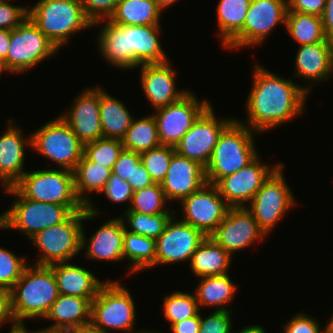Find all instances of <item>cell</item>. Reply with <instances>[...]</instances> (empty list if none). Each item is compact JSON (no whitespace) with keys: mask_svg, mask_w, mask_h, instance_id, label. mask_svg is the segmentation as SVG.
I'll list each match as a JSON object with an SVG mask.
<instances>
[{"mask_svg":"<svg viewBox=\"0 0 333 333\" xmlns=\"http://www.w3.org/2000/svg\"><path fill=\"white\" fill-rule=\"evenodd\" d=\"M252 71L253 83L245 107L247 122L237 119L240 123L258 134L293 121L304 112L310 93L303 85L276 75L261 64L256 63Z\"/></svg>","mask_w":333,"mask_h":333,"instance_id":"cell-1","label":"cell"},{"mask_svg":"<svg viewBox=\"0 0 333 333\" xmlns=\"http://www.w3.org/2000/svg\"><path fill=\"white\" fill-rule=\"evenodd\" d=\"M100 24L96 37L99 54L115 68L131 71L141 64L170 60L159 41L160 25L122 26L105 19L93 26Z\"/></svg>","mask_w":333,"mask_h":333,"instance_id":"cell-2","label":"cell"},{"mask_svg":"<svg viewBox=\"0 0 333 333\" xmlns=\"http://www.w3.org/2000/svg\"><path fill=\"white\" fill-rule=\"evenodd\" d=\"M53 269L48 265L28 264L10 290L11 312L15 324L25 327L27 319H43L59 296Z\"/></svg>","mask_w":333,"mask_h":333,"instance_id":"cell-3","label":"cell"},{"mask_svg":"<svg viewBox=\"0 0 333 333\" xmlns=\"http://www.w3.org/2000/svg\"><path fill=\"white\" fill-rule=\"evenodd\" d=\"M94 205L92 200L84 210L74 212L66 221L43 229L30 238L34 247L40 251V258L33 264L49 266L71 261L81 254L83 221L91 220L101 213Z\"/></svg>","mask_w":333,"mask_h":333,"instance_id":"cell-4","label":"cell"},{"mask_svg":"<svg viewBox=\"0 0 333 333\" xmlns=\"http://www.w3.org/2000/svg\"><path fill=\"white\" fill-rule=\"evenodd\" d=\"M254 132L236 118L220 134L211 159L205 167L206 183L232 175L252 162L258 155Z\"/></svg>","mask_w":333,"mask_h":333,"instance_id":"cell-5","label":"cell"},{"mask_svg":"<svg viewBox=\"0 0 333 333\" xmlns=\"http://www.w3.org/2000/svg\"><path fill=\"white\" fill-rule=\"evenodd\" d=\"M13 195L12 205L0 215V230L16 229L32 238L43 229L66 221L74 212L85 206H62L54 203L37 202L23 197L13 186L4 190Z\"/></svg>","mask_w":333,"mask_h":333,"instance_id":"cell-6","label":"cell"},{"mask_svg":"<svg viewBox=\"0 0 333 333\" xmlns=\"http://www.w3.org/2000/svg\"><path fill=\"white\" fill-rule=\"evenodd\" d=\"M28 16L58 50L73 34L93 27L81 0H39L28 8Z\"/></svg>","mask_w":333,"mask_h":333,"instance_id":"cell-7","label":"cell"},{"mask_svg":"<svg viewBox=\"0 0 333 333\" xmlns=\"http://www.w3.org/2000/svg\"><path fill=\"white\" fill-rule=\"evenodd\" d=\"M134 303L130 290L108 279L91 301L90 321L105 333H137L133 331L137 312Z\"/></svg>","mask_w":333,"mask_h":333,"instance_id":"cell-8","label":"cell"},{"mask_svg":"<svg viewBox=\"0 0 333 333\" xmlns=\"http://www.w3.org/2000/svg\"><path fill=\"white\" fill-rule=\"evenodd\" d=\"M13 187L23 197L37 202L84 206L75 192L74 173L68 169L27 171Z\"/></svg>","mask_w":333,"mask_h":333,"instance_id":"cell-9","label":"cell"},{"mask_svg":"<svg viewBox=\"0 0 333 333\" xmlns=\"http://www.w3.org/2000/svg\"><path fill=\"white\" fill-rule=\"evenodd\" d=\"M31 134V148L39 156L56 163L58 168L74 171L83 157L84 144L69 125L57 116Z\"/></svg>","mask_w":333,"mask_h":333,"instance_id":"cell-10","label":"cell"},{"mask_svg":"<svg viewBox=\"0 0 333 333\" xmlns=\"http://www.w3.org/2000/svg\"><path fill=\"white\" fill-rule=\"evenodd\" d=\"M57 47L28 18L17 28L10 30V43L4 70L21 74L58 53Z\"/></svg>","mask_w":333,"mask_h":333,"instance_id":"cell-11","label":"cell"},{"mask_svg":"<svg viewBox=\"0 0 333 333\" xmlns=\"http://www.w3.org/2000/svg\"><path fill=\"white\" fill-rule=\"evenodd\" d=\"M283 167L284 163L263 183L250 206H247L266 235H269L281 218L285 217L289 209L297 205V200L283 176Z\"/></svg>","mask_w":333,"mask_h":333,"instance_id":"cell-12","label":"cell"},{"mask_svg":"<svg viewBox=\"0 0 333 333\" xmlns=\"http://www.w3.org/2000/svg\"><path fill=\"white\" fill-rule=\"evenodd\" d=\"M287 0H251L243 30L226 49L260 46L278 24L286 23Z\"/></svg>","mask_w":333,"mask_h":333,"instance_id":"cell-13","label":"cell"},{"mask_svg":"<svg viewBox=\"0 0 333 333\" xmlns=\"http://www.w3.org/2000/svg\"><path fill=\"white\" fill-rule=\"evenodd\" d=\"M211 104L206 99L199 101L191 90L180 100L151 112L157 122L160 144L175 147Z\"/></svg>","mask_w":333,"mask_h":333,"instance_id":"cell-14","label":"cell"},{"mask_svg":"<svg viewBox=\"0 0 333 333\" xmlns=\"http://www.w3.org/2000/svg\"><path fill=\"white\" fill-rule=\"evenodd\" d=\"M216 117L213 106L210 105L175 146L176 153L198 162L205 168L220 134L235 119Z\"/></svg>","mask_w":333,"mask_h":333,"instance_id":"cell-15","label":"cell"},{"mask_svg":"<svg viewBox=\"0 0 333 333\" xmlns=\"http://www.w3.org/2000/svg\"><path fill=\"white\" fill-rule=\"evenodd\" d=\"M182 221L210 236L225 219L230 206L220 196L214 184L206 183L180 203Z\"/></svg>","mask_w":333,"mask_h":333,"instance_id":"cell-16","label":"cell"},{"mask_svg":"<svg viewBox=\"0 0 333 333\" xmlns=\"http://www.w3.org/2000/svg\"><path fill=\"white\" fill-rule=\"evenodd\" d=\"M281 164L266 165L258 155L247 166L219 179L214 185L230 207H247L263 183Z\"/></svg>","mask_w":333,"mask_h":333,"instance_id":"cell-17","label":"cell"},{"mask_svg":"<svg viewBox=\"0 0 333 333\" xmlns=\"http://www.w3.org/2000/svg\"><path fill=\"white\" fill-rule=\"evenodd\" d=\"M206 236L174 214L164 232L156 239V266L190 262Z\"/></svg>","mask_w":333,"mask_h":333,"instance_id":"cell-18","label":"cell"},{"mask_svg":"<svg viewBox=\"0 0 333 333\" xmlns=\"http://www.w3.org/2000/svg\"><path fill=\"white\" fill-rule=\"evenodd\" d=\"M267 235L247 207H230L225 219L209 236L232 256Z\"/></svg>","mask_w":333,"mask_h":333,"instance_id":"cell-19","label":"cell"},{"mask_svg":"<svg viewBox=\"0 0 333 333\" xmlns=\"http://www.w3.org/2000/svg\"><path fill=\"white\" fill-rule=\"evenodd\" d=\"M71 104L68 111L60 115L69 125L76 137L83 143L103 138L100 108L99 86L85 88Z\"/></svg>","mask_w":333,"mask_h":333,"instance_id":"cell-20","label":"cell"},{"mask_svg":"<svg viewBox=\"0 0 333 333\" xmlns=\"http://www.w3.org/2000/svg\"><path fill=\"white\" fill-rule=\"evenodd\" d=\"M140 85L154 110L180 100L190 90L176 88V72L170 61L164 63L141 64ZM178 89V90H177Z\"/></svg>","mask_w":333,"mask_h":333,"instance_id":"cell-21","label":"cell"},{"mask_svg":"<svg viewBox=\"0 0 333 333\" xmlns=\"http://www.w3.org/2000/svg\"><path fill=\"white\" fill-rule=\"evenodd\" d=\"M14 121H7L8 128L0 136V186L4 189L13 186L26 172L23 168L25 152L31 147V133L24 138L25 131L16 127Z\"/></svg>","mask_w":333,"mask_h":333,"instance_id":"cell-22","label":"cell"},{"mask_svg":"<svg viewBox=\"0 0 333 333\" xmlns=\"http://www.w3.org/2000/svg\"><path fill=\"white\" fill-rule=\"evenodd\" d=\"M206 184L205 168L198 162L175 153L161 182L168 203L181 202Z\"/></svg>","mask_w":333,"mask_h":333,"instance_id":"cell-23","label":"cell"},{"mask_svg":"<svg viewBox=\"0 0 333 333\" xmlns=\"http://www.w3.org/2000/svg\"><path fill=\"white\" fill-rule=\"evenodd\" d=\"M84 230L82 228L81 249H85L87 259L122 262L125 227L119 216L108 219L89 239Z\"/></svg>","mask_w":333,"mask_h":333,"instance_id":"cell-24","label":"cell"},{"mask_svg":"<svg viewBox=\"0 0 333 333\" xmlns=\"http://www.w3.org/2000/svg\"><path fill=\"white\" fill-rule=\"evenodd\" d=\"M294 64V78L305 79L310 85L304 86L309 93L311 84L328 80L332 75L333 43L326 40L315 44L298 46Z\"/></svg>","mask_w":333,"mask_h":333,"instance_id":"cell-25","label":"cell"},{"mask_svg":"<svg viewBox=\"0 0 333 333\" xmlns=\"http://www.w3.org/2000/svg\"><path fill=\"white\" fill-rule=\"evenodd\" d=\"M93 299L59 294L44 317L46 320L53 321V324L40 330L70 332L73 328L90 322Z\"/></svg>","mask_w":333,"mask_h":333,"instance_id":"cell-26","label":"cell"},{"mask_svg":"<svg viewBox=\"0 0 333 333\" xmlns=\"http://www.w3.org/2000/svg\"><path fill=\"white\" fill-rule=\"evenodd\" d=\"M53 269L60 294L80 298H95L106 282L98 279L90 270L68 262L49 265Z\"/></svg>","mask_w":333,"mask_h":333,"instance_id":"cell-27","label":"cell"},{"mask_svg":"<svg viewBox=\"0 0 333 333\" xmlns=\"http://www.w3.org/2000/svg\"><path fill=\"white\" fill-rule=\"evenodd\" d=\"M232 255L211 237H206L193 253L190 260L192 273L199 278L229 273Z\"/></svg>","mask_w":333,"mask_h":333,"instance_id":"cell-28","label":"cell"},{"mask_svg":"<svg viewBox=\"0 0 333 333\" xmlns=\"http://www.w3.org/2000/svg\"><path fill=\"white\" fill-rule=\"evenodd\" d=\"M99 108L103 138L122 140L134 116L123 101L109 95L102 86H99Z\"/></svg>","mask_w":333,"mask_h":333,"instance_id":"cell-29","label":"cell"},{"mask_svg":"<svg viewBox=\"0 0 333 333\" xmlns=\"http://www.w3.org/2000/svg\"><path fill=\"white\" fill-rule=\"evenodd\" d=\"M237 287L228 273L199 278V283L194 293L200 310L204 307H215L216 311H233L228 309L227 305L234 300Z\"/></svg>","mask_w":333,"mask_h":333,"instance_id":"cell-30","label":"cell"},{"mask_svg":"<svg viewBox=\"0 0 333 333\" xmlns=\"http://www.w3.org/2000/svg\"><path fill=\"white\" fill-rule=\"evenodd\" d=\"M73 173L76 195L82 204L87 207L92 200L89 194L92 192L100 194L111 176L112 169L89 161L83 155Z\"/></svg>","mask_w":333,"mask_h":333,"instance_id":"cell-31","label":"cell"},{"mask_svg":"<svg viewBox=\"0 0 333 333\" xmlns=\"http://www.w3.org/2000/svg\"><path fill=\"white\" fill-rule=\"evenodd\" d=\"M161 13L153 0H119L109 20L122 26L160 25Z\"/></svg>","mask_w":333,"mask_h":333,"instance_id":"cell-32","label":"cell"},{"mask_svg":"<svg viewBox=\"0 0 333 333\" xmlns=\"http://www.w3.org/2000/svg\"><path fill=\"white\" fill-rule=\"evenodd\" d=\"M251 0H220L217 5L218 36L226 47L242 30Z\"/></svg>","mask_w":333,"mask_h":333,"instance_id":"cell-33","label":"cell"},{"mask_svg":"<svg viewBox=\"0 0 333 333\" xmlns=\"http://www.w3.org/2000/svg\"><path fill=\"white\" fill-rule=\"evenodd\" d=\"M129 260V275L156 266V240L125 229L123 260Z\"/></svg>","mask_w":333,"mask_h":333,"instance_id":"cell-34","label":"cell"},{"mask_svg":"<svg viewBox=\"0 0 333 333\" xmlns=\"http://www.w3.org/2000/svg\"><path fill=\"white\" fill-rule=\"evenodd\" d=\"M124 149L143 153L159 147L160 139L158 135L157 122L153 114L142 118H133L130 127L122 139Z\"/></svg>","mask_w":333,"mask_h":333,"instance_id":"cell-35","label":"cell"},{"mask_svg":"<svg viewBox=\"0 0 333 333\" xmlns=\"http://www.w3.org/2000/svg\"><path fill=\"white\" fill-rule=\"evenodd\" d=\"M285 28L290 37L301 45L326 41L323 22L320 16L287 12Z\"/></svg>","mask_w":333,"mask_h":333,"instance_id":"cell-36","label":"cell"},{"mask_svg":"<svg viewBox=\"0 0 333 333\" xmlns=\"http://www.w3.org/2000/svg\"><path fill=\"white\" fill-rule=\"evenodd\" d=\"M123 214L119 217L127 231L156 240L164 232L168 221L175 213L146 215L139 212L124 211Z\"/></svg>","mask_w":333,"mask_h":333,"instance_id":"cell-37","label":"cell"},{"mask_svg":"<svg viewBox=\"0 0 333 333\" xmlns=\"http://www.w3.org/2000/svg\"><path fill=\"white\" fill-rule=\"evenodd\" d=\"M164 318L170 323V327L184 319L197 316L200 307L195 294L174 290L164 297L162 303Z\"/></svg>","mask_w":333,"mask_h":333,"instance_id":"cell-38","label":"cell"},{"mask_svg":"<svg viewBox=\"0 0 333 333\" xmlns=\"http://www.w3.org/2000/svg\"><path fill=\"white\" fill-rule=\"evenodd\" d=\"M168 200L165 197L161 183H154L151 186L133 192L130 207L125 211L139 212L146 215L162 213H173L171 208H166Z\"/></svg>","mask_w":333,"mask_h":333,"instance_id":"cell-39","label":"cell"},{"mask_svg":"<svg viewBox=\"0 0 333 333\" xmlns=\"http://www.w3.org/2000/svg\"><path fill=\"white\" fill-rule=\"evenodd\" d=\"M123 149L122 140L100 138L96 141L84 144L83 155L89 161L113 169Z\"/></svg>","mask_w":333,"mask_h":333,"instance_id":"cell-40","label":"cell"},{"mask_svg":"<svg viewBox=\"0 0 333 333\" xmlns=\"http://www.w3.org/2000/svg\"><path fill=\"white\" fill-rule=\"evenodd\" d=\"M175 147L160 145L140 154L141 163L146 168L154 183H161L167 174Z\"/></svg>","mask_w":333,"mask_h":333,"instance_id":"cell-41","label":"cell"},{"mask_svg":"<svg viewBox=\"0 0 333 333\" xmlns=\"http://www.w3.org/2000/svg\"><path fill=\"white\" fill-rule=\"evenodd\" d=\"M27 265L25 257L20 258L12 251L0 247V287L11 290Z\"/></svg>","mask_w":333,"mask_h":333,"instance_id":"cell-42","label":"cell"},{"mask_svg":"<svg viewBox=\"0 0 333 333\" xmlns=\"http://www.w3.org/2000/svg\"><path fill=\"white\" fill-rule=\"evenodd\" d=\"M233 311H216L209 314L207 317H202L200 314V331L199 333H231Z\"/></svg>","mask_w":333,"mask_h":333,"instance_id":"cell-43","label":"cell"},{"mask_svg":"<svg viewBox=\"0 0 333 333\" xmlns=\"http://www.w3.org/2000/svg\"><path fill=\"white\" fill-rule=\"evenodd\" d=\"M9 1V0H8ZM0 0V29H15L28 18V8Z\"/></svg>","mask_w":333,"mask_h":333,"instance_id":"cell-44","label":"cell"},{"mask_svg":"<svg viewBox=\"0 0 333 333\" xmlns=\"http://www.w3.org/2000/svg\"><path fill=\"white\" fill-rule=\"evenodd\" d=\"M100 193L105 194L106 198L114 203L120 204L128 201L129 206L133 197L130 184L113 173Z\"/></svg>","mask_w":333,"mask_h":333,"instance_id":"cell-45","label":"cell"},{"mask_svg":"<svg viewBox=\"0 0 333 333\" xmlns=\"http://www.w3.org/2000/svg\"><path fill=\"white\" fill-rule=\"evenodd\" d=\"M309 316L307 313L300 312L292 316L290 320L283 324L282 333H327V326L321 328L319 321ZM324 329V330H323Z\"/></svg>","mask_w":333,"mask_h":333,"instance_id":"cell-46","label":"cell"},{"mask_svg":"<svg viewBox=\"0 0 333 333\" xmlns=\"http://www.w3.org/2000/svg\"><path fill=\"white\" fill-rule=\"evenodd\" d=\"M119 0H81L87 18L95 24L98 21L109 19Z\"/></svg>","mask_w":333,"mask_h":333,"instance_id":"cell-47","label":"cell"},{"mask_svg":"<svg viewBox=\"0 0 333 333\" xmlns=\"http://www.w3.org/2000/svg\"><path fill=\"white\" fill-rule=\"evenodd\" d=\"M140 163L141 157L139 153L123 149L114 164L112 173L126 180L132 188V175L134 174L135 167Z\"/></svg>","mask_w":333,"mask_h":333,"instance_id":"cell-48","label":"cell"},{"mask_svg":"<svg viewBox=\"0 0 333 333\" xmlns=\"http://www.w3.org/2000/svg\"><path fill=\"white\" fill-rule=\"evenodd\" d=\"M326 0H287V12L322 16Z\"/></svg>","mask_w":333,"mask_h":333,"instance_id":"cell-49","label":"cell"},{"mask_svg":"<svg viewBox=\"0 0 333 333\" xmlns=\"http://www.w3.org/2000/svg\"><path fill=\"white\" fill-rule=\"evenodd\" d=\"M8 321H11L10 333L19 329L11 312L10 290L0 287V326Z\"/></svg>","mask_w":333,"mask_h":333,"instance_id":"cell-50","label":"cell"},{"mask_svg":"<svg viewBox=\"0 0 333 333\" xmlns=\"http://www.w3.org/2000/svg\"><path fill=\"white\" fill-rule=\"evenodd\" d=\"M152 184H154V181L151 179L144 165L140 163L135 167L134 174L132 175L133 192L151 186Z\"/></svg>","mask_w":333,"mask_h":333,"instance_id":"cell-51","label":"cell"},{"mask_svg":"<svg viewBox=\"0 0 333 333\" xmlns=\"http://www.w3.org/2000/svg\"><path fill=\"white\" fill-rule=\"evenodd\" d=\"M171 333H199L200 331V313L195 317L184 319L174 323L170 327Z\"/></svg>","mask_w":333,"mask_h":333,"instance_id":"cell-52","label":"cell"},{"mask_svg":"<svg viewBox=\"0 0 333 333\" xmlns=\"http://www.w3.org/2000/svg\"><path fill=\"white\" fill-rule=\"evenodd\" d=\"M325 37L333 43V0H326L324 12L321 16Z\"/></svg>","mask_w":333,"mask_h":333,"instance_id":"cell-53","label":"cell"},{"mask_svg":"<svg viewBox=\"0 0 333 333\" xmlns=\"http://www.w3.org/2000/svg\"><path fill=\"white\" fill-rule=\"evenodd\" d=\"M10 43V30L0 29V62L3 63L6 60L7 52L9 50Z\"/></svg>","mask_w":333,"mask_h":333,"instance_id":"cell-54","label":"cell"},{"mask_svg":"<svg viewBox=\"0 0 333 333\" xmlns=\"http://www.w3.org/2000/svg\"><path fill=\"white\" fill-rule=\"evenodd\" d=\"M70 333H105L100 328H98L96 325H94L91 321L82 324L76 328H73Z\"/></svg>","mask_w":333,"mask_h":333,"instance_id":"cell-55","label":"cell"},{"mask_svg":"<svg viewBox=\"0 0 333 333\" xmlns=\"http://www.w3.org/2000/svg\"><path fill=\"white\" fill-rule=\"evenodd\" d=\"M234 330L232 329L231 333H266L265 328L260 325H248L239 330L238 332H233Z\"/></svg>","mask_w":333,"mask_h":333,"instance_id":"cell-56","label":"cell"},{"mask_svg":"<svg viewBox=\"0 0 333 333\" xmlns=\"http://www.w3.org/2000/svg\"><path fill=\"white\" fill-rule=\"evenodd\" d=\"M157 6L163 11L167 9L170 5H173L178 0H153ZM180 1V0H179Z\"/></svg>","mask_w":333,"mask_h":333,"instance_id":"cell-57","label":"cell"},{"mask_svg":"<svg viewBox=\"0 0 333 333\" xmlns=\"http://www.w3.org/2000/svg\"><path fill=\"white\" fill-rule=\"evenodd\" d=\"M333 314V313H332ZM329 321L327 322L326 326H327V333H333V315L331 316L330 319H328Z\"/></svg>","mask_w":333,"mask_h":333,"instance_id":"cell-58","label":"cell"},{"mask_svg":"<svg viewBox=\"0 0 333 333\" xmlns=\"http://www.w3.org/2000/svg\"><path fill=\"white\" fill-rule=\"evenodd\" d=\"M12 333H30V330H28L26 327H23V328L17 329L16 331H14Z\"/></svg>","mask_w":333,"mask_h":333,"instance_id":"cell-59","label":"cell"},{"mask_svg":"<svg viewBox=\"0 0 333 333\" xmlns=\"http://www.w3.org/2000/svg\"><path fill=\"white\" fill-rule=\"evenodd\" d=\"M30 333H56V332L43 331V330L37 329V330H35V331L32 330Z\"/></svg>","mask_w":333,"mask_h":333,"instance_id":"cell-60","label":"cell"},{"mask_svg":"<svg viewBox=\"0 0 333 333\" xmlns=\"http://www.w3.org/2000/svg\"><path fill=\"white\" fill-rule=\"evenodd\" d=\"M137 333H161V332H159V331L155 332V331H153V330H151V331H150V330H149V331H148V330H144V331H143V330H141V331L138 330Z\"/></svg>","mask_w":333,"mask_h":333,"instance_id":"cell-61","label":"cell"},{"mask_svg":"<svg viewBox=\"0 0 333 333\" xmlns=\"http://www.w3.org/2000/svg\"><path fill=\"white\" fill-rule=\"evenodd\" d=\"M4 72L6 71L4 70L2 63L0 62V78L2 76V73L4 74Z\"/></svg>","mask_w":333,"mask_h":333,"instance_id":"cell-62","label":"cell"},{"mask_svg":"<svg viewBox=\"0 0 333 333\" xmlns=\"http://www.w3.org/2000/svg\"><path fill=\"white\" fill-rule=\"evenodd\" d=\"M331 76H333V61H332V75Z\"/></svg>","mask_w":333,"mask_h":333,"instance_id":"cell-63","label":"cell"}]
</instances>
